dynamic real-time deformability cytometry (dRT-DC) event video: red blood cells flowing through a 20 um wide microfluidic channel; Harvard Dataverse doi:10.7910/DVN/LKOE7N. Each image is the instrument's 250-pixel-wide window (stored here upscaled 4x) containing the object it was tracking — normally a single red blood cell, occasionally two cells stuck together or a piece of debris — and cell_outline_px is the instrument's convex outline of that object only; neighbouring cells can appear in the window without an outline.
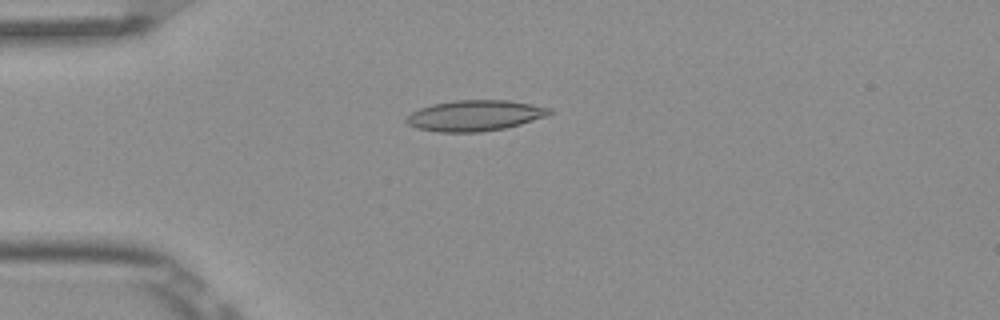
{"species": "Egyptian fruit bat (a non-hibernating species)", "species_latin": "Rousettus aegyptiacus", "temperature_condition": "room temperature", "stored_images_in_passage": 6, "camera_frame_rate_fps": 3000, "um_per_image_px": 0.085, "frame": {"image": 1, "passage_image": 4, "time_ms": 1.0, "image_size_px": [1000, 320], "cell_outline_px": [[552, 112], [548, 116], [520, 124], [504, 128], [480, 132], [436, 132], [416, 128], [408, 124], [404, 120], [412, 112], [420, 108], [432, 104], [456, 100], [508, 100], [552, 108]], "centroid_in_image_um": [40.36, 9.82], "position_along_channel_um": 44.6, "area_um2": 25.66}}
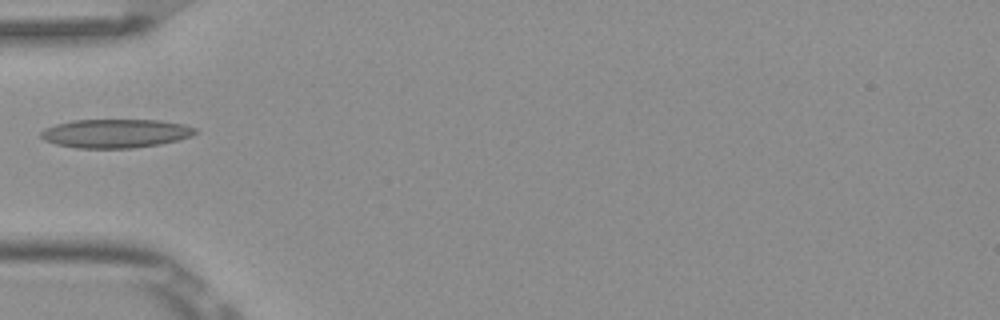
{"frame": {"image": 2, "passage_image": 5, "time_ms": 1.333, "image_size_px": [1000, 320], "cell_outline_px": [[196, 132], [192, 136], [180, 140], [160, 144], [132, 148], [76, 148], [56, 144], [44, 140], [40, 136], [40, 132], [44, 128], [56, 124], [72, 120], [160, 120], [184, 124], [196, 128]], "centroid_in_image_um": [9.82, 11.34], "position_along_channel_um": 75.2, "area_um2": 26.01}}
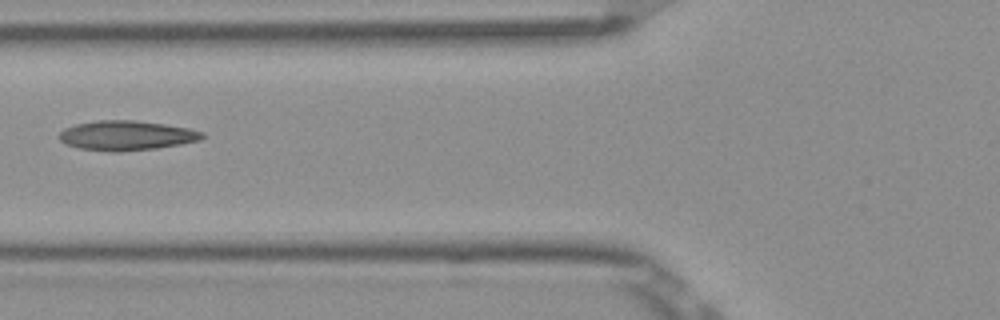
{"frame": {"image": 3, "passage_image": 6, "time_ms": 1.667, "image_size_px": [1000, 320], "cell_outline_px": [[204, 136], [200, 140], [180, 144], [156, 148], [120, 152], [112, 152], [80, 148], [68, 144], [60, 140], [60, 132], [64, 128], [76, 124], [96, 120], [132, 120], [164, 124], [188, 128], [204, 132]], "centroid_in_image_um": [10.76, 11.51], "position_along_channel_um": 115.0, "area_um2": 24.57}}